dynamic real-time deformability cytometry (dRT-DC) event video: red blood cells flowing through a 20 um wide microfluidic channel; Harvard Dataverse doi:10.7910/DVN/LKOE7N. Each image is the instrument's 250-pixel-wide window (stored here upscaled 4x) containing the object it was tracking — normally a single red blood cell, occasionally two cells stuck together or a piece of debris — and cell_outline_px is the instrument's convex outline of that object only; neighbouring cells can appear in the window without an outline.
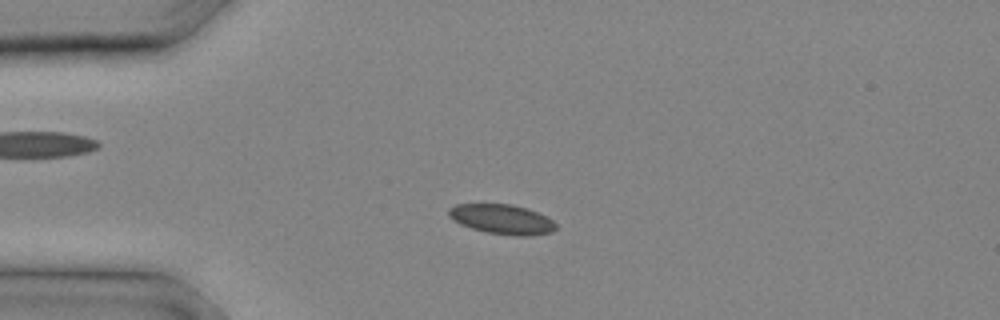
{"species": "common noctule bat (a hibernating species)", "species_latin": "Nyctalus noctula", "temperature_condition": "cold", "stored_images_in_passage": 9, "camera_frame_rate_fps": 3000, "um_per_image_px": 0.085, "animal": {"sex": "male", "body_mass_g": 20.4}, "frame": {"image": 1, "passage_image": 6, "time_ms": 1.667, "image_size_px": [1000, 320], "cell_outline_px": [[556, 228], [552, 232], [532, 236], [516, 236], [488, 232], [472, 228], [460, 224], [452, 220], [448, 216], [448, 208], [456, 204], [512, 204], [528, 208], [548, 216], [556, 224]], "centroid_in_image_um": [42.68, 18.63], "position_along_channel_um": 42.3, "area_um2": 18.79}}